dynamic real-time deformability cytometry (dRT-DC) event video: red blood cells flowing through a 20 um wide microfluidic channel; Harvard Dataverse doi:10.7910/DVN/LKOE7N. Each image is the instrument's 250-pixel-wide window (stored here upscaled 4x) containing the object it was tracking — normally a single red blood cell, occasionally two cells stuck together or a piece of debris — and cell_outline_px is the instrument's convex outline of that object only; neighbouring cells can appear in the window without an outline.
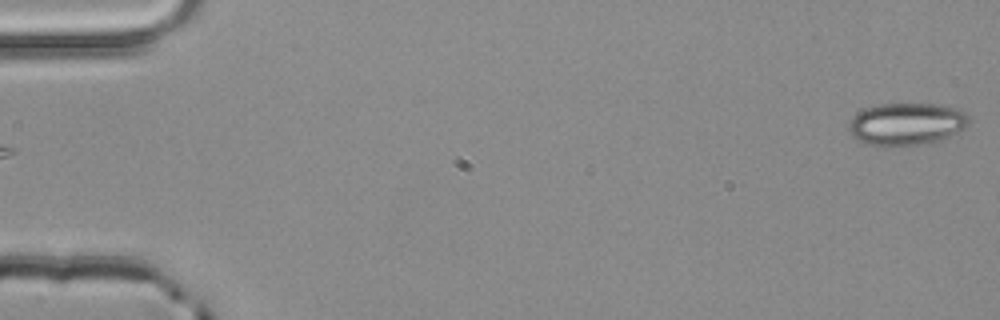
{"species": "common noctule bat (a hibernating species)", "species_latin": "Nyctalus noctula", "temperature_condition": "room temperature", "stored_images_in_passage": 4, "camera_frame_rate_fps": 3000, "um_per_image_px": 0.085, "animal": {"sex": "male", "body_mass_g": 20.4}, "frame": {"image": 1, "passage_image": 1, "time_ms": 0.0, "image_size_px": [1000, 320], "cell_outline_px": [[968, 124], [964, 128], [932, 144], [864, 144], [856, 140], [852, 136], [848, 128], [848, 124], [852, 116], [868, 108], [880, 104], [940, 104], [960, 108], [968, 116]], "centroid_in_image_um": [77.07, 10.52], "position_along_channel_um": 7.9, "area_um2": 29.36}}